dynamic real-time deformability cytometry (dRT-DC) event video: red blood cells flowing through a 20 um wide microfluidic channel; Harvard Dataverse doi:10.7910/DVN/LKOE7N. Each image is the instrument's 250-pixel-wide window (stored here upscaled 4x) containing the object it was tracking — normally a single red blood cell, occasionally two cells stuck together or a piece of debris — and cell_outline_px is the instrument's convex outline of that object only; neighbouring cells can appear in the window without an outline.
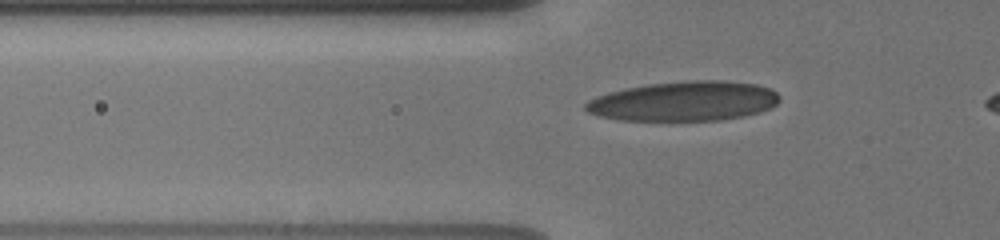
{"species": "human", "species_latin": "Homo sapiens", "temperature_condition": "cold", "stored_images_in_passage": 29, "camera_frame_rate_fps": 3000, "um_per_image_px": 0.085, "donor": {"sex": "male"}, "frame": {"image": 1, "passage_image": 6, "time_ms": 1.667, "image_size_px": [1000, 240], "cell_outline_px": [[780, 100], [776, 104], [760, 112], [744, 116], [720, 120], [616, 120], [600, 116], [588, 112], [584, 108], [584, 104], [588, 100], [596, 96], [608, 92], [648, 84], [688, 80], [724, 80], [756, 84], [772, 88], [780, 96]], "centroid_in_image_um": [58.15, 8.59], "position_along_channel_um": 67.6, "area_um2": 45.03}}
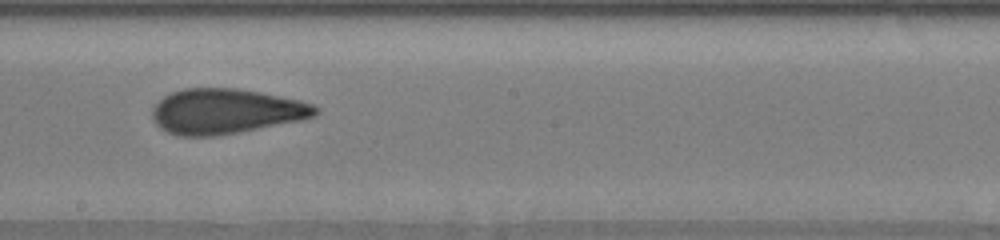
{"frame": {"image": 2, "passage_image": 17, "time_ms": 6.0, "image_size_px": [1000, 240], "cell_outline_px": [[320, 112], [316, 116], [304, 120], [216, 136], [176, 136], [160, 128], [152, 120], [152, 108], [164, 96], [172, 92], [184, 88], [236, 88], [260, 92], [300, 100], [312, 104], [320, 108]], "centroid_in_image_um": [19.21, 9.46], "position_along_channel_um": 229.0, "area_um2": 43.18}}
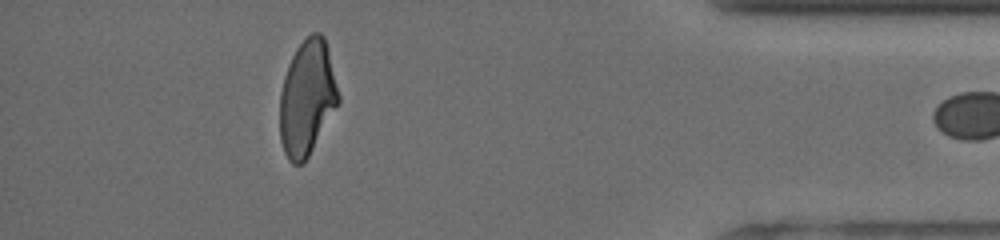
{"frame": {"image": 3, "passage_image": 28, "time_ms": 11.667, "image_size_px": [1000, 240], "cell_outline_px": [[340, 100], [304, 164], [292, 164], [288, 160], [284, 152], [280, 140], [280, 92], [284, 76], [288, 64], [296, 48], [312, 32], [320, 32], [324, 36], [328, 48], [340, 96]], "centroid_in_image_um": [26.09, 8.32], "position_along_channel_um": 409.1, "area_um2": 39.36}}